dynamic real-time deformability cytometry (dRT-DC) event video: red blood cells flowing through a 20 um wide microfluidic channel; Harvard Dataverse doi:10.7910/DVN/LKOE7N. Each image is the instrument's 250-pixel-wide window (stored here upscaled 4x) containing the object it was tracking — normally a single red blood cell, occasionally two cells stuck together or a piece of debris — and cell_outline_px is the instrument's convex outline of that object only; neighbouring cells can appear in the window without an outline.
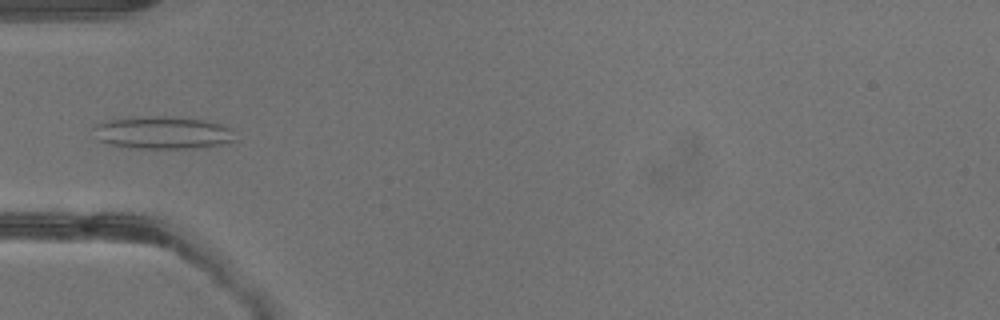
{"species": "common noctule bat (a hibernating species)", "species_latin": "Nyctalus noctula", "temperature_condition": "warm", "stored_images_in_passage": 41, "camera_frame_rate_fps": 3000, "um_per_image_px": 0.085, "animal": {"sex": "male", "body_mass_g": 13.3}, "frame": {"image": 1, "passage_image": 14, "time_ms": 4.333, "image_size_px": [1000, 320], "cell_outline_px": [[236, 140], [208, 148], [136, 148], [112, 144], [100, 140], [92, 128], [96, 124], [108, 120], [140, 116], [164, 116], [204, 120], [220, 124], [232, 128]], "centroid_in_image_um": [13.89, 11.28], "position_along_channel_um": 71.1, "area_um2": 26.88}}
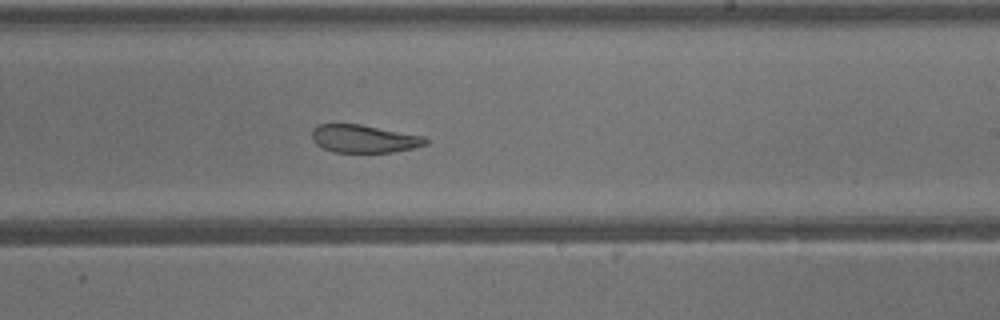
{"frame": {"image": 2, "passage_image": 25, "time_ms": 8.0, "image_size_px": [1000, 320], "cell_outline_px": [[428, 144], [416, 148], [392, 152], [332, 152], [316, 144], [312, 140], [312, 128], [320, 124], [360, 124], [424, 136], [428, 140]], "centroid_in_image_um": [30.95, 11.79], "position_along_channel_um": 258.0, "area_um2": 18.55}}
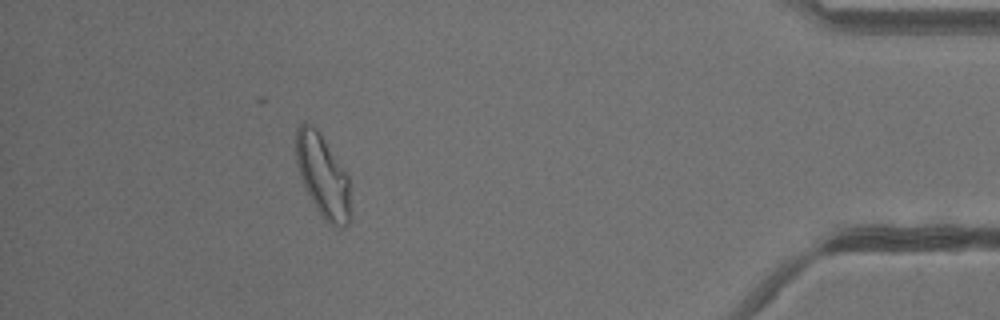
{"frame": {"image": 3, "passage_image": 37, "time_ms": 12.0, "image_size_px": [1000, 320], "cell_outline_px": [[352, 220], [344, 228], [340, 228], [332, 224], [320, 212], [312, 200], [300, 176], [296, 160], [296, 128], [304, 120], [316, 128], [348, 176], [352, 216]], "centroid_in_image_um": [27.46, 14.96], "position_along_channel_um": 407.7, "area_um2": 25.84}}